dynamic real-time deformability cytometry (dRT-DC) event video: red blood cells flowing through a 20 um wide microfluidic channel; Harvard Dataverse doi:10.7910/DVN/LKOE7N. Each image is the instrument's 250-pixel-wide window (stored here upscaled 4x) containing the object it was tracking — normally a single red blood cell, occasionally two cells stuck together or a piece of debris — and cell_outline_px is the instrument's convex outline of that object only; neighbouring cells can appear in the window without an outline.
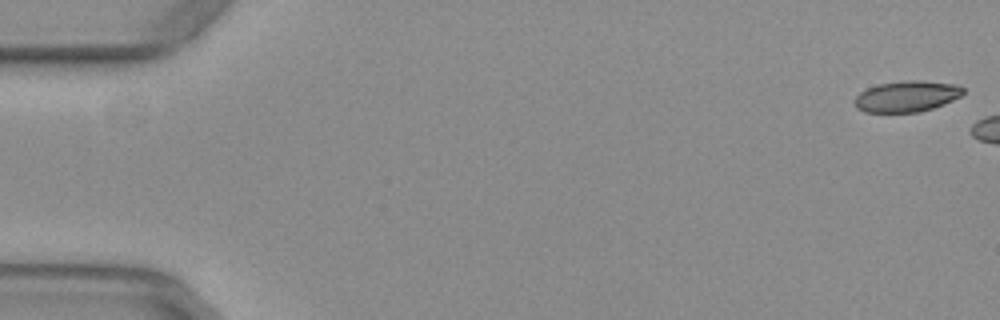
{"species": "common noctule bat (a hibernating species)", "species_latin": "Nyctalus noctula", "temperature_condition": "warm", "stored_images_in_passage": 6, "camera_frame_rate_fps": 3000, "um_per_image_px": 0.085, "animal": {"sex": "female", "body_mass_g": 29.2, "forearm_length_mm": 56.3}, "frame": {"image": 1, "passage_image": 1, "time_ms": 0.0, "image_size_px": [1000, 320], "cell_outline_px": [[964, 92], [960, 96], [944, 104], [920, 112], [864, 112], [856, 108], [852, 100], [860, 92], [868, 88], [880, 84], [904, 80], [920, 80], [956, 84], [964, 88]], "centroid_in_image_um": [77.05, 8.19], "position_along_channel_um": 7.9, "area_um2": 19.71}}